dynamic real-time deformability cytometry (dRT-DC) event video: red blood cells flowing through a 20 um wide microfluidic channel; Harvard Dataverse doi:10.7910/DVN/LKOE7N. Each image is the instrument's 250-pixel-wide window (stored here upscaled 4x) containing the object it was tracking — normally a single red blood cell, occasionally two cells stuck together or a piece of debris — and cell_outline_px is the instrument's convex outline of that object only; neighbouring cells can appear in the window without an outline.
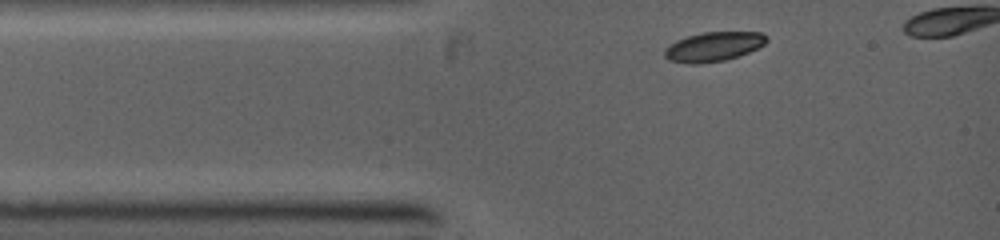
{"species": "common noctule bat (a hibernating species)", "species_latin": "Nyctalus noctula", "temperature_condition": "warm", "stored_images_in_passage": 14, "camera_frame_rate_fps": 5000, "um_per_image_px": 0.085, "animal": {"sex": "female", "body_mass_g": 19.0, "forearm_length_mm": 53.3}, "frame": {"image": 1, "passage_image": 1, "time_ms": 0.0, "image_size_px": [1000, 240], "cell_outline_px": [[768, 40], [764, 44], [748, 52], [724, 60], [700, 64], [692, 64], [668, 60], [664, 56], [664, 48], [676, 40], [688, 36], [704, 32], [760, 32]], "centroid_in_image_um": [60.59, 3.97], "position_along_channel_um": 24.4, "area_um2": 17.28}}
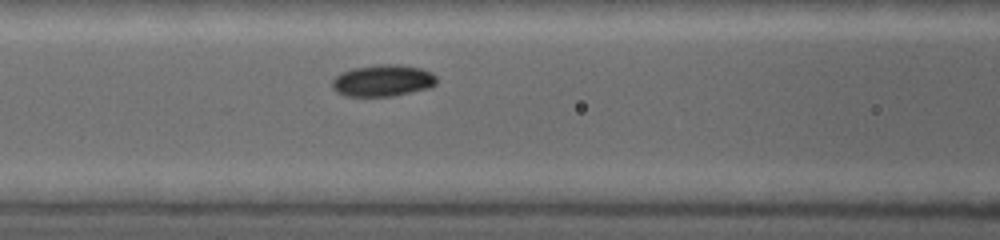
{"frame": {"image": 2, "passage_image": 6, "time_ms": 2.8, "image_size_px": [1000, 240], "cell_outline_px": [[436, 84], [428, 88], [392, 96], [344, 96], [336, 92], [332, 88], [332, 80], [340, 72], [352, 68], [380, 64], [396, 64], [420, 68], [432, 72], [436, 76]], "centroid_in_image_um": [32.51, 6.84], "position_along_channel_um": 134.1, "area_um2": 19.36}}
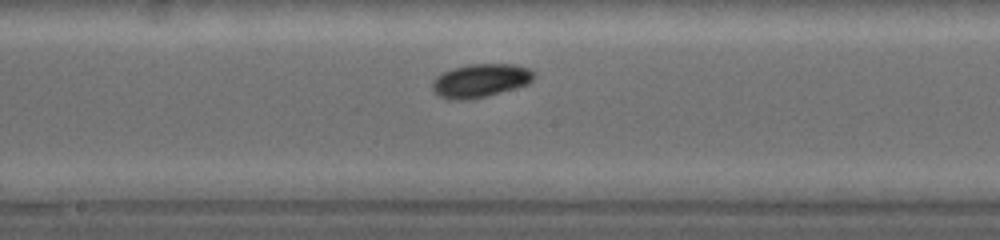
{"frame": {"image": 3, "passage_image": 10, "time_ms": 4.4, "image_size_px": [1000, 240], "cell_outline_px": [[536, 76], [528, 84], [500, 92], [484, 96], [464, 100], [448, 100], [432, 92], [432, 80], [436, 76], [452, 68], [468, 64], [516, 64], [528, 68], [536, 72]], "centroid_in_image_um": [40.82, 6.84], "position_along_channel_um": 207.4, "area_um2": 19.94}}